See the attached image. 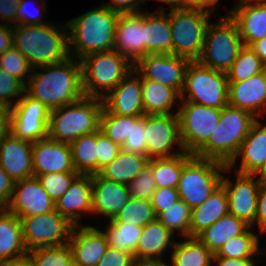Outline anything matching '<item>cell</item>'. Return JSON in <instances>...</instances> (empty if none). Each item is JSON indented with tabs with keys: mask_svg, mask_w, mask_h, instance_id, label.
I'll list each match as a JSON object with an SVG mask.
<instances>
[{
	"mask_svg": "<svg viewBox=\"0 0 266 266\" xmlns=\"http://www.w3.org/2000/svg\"><path fill=\"white\" fill-rule=\"evenodd\" d=\"M228 105L260 116L266 106V69L244 81L229 82Z\"/></svg>",
	"mask_w": 266,
	"mask_h": 266,
	"instance_id": "24",
	"label": "cell"
},
{
	"mask_svg": "<svg viewBox=\"0 0 266 266\" xmlns=\"http://www.w3.org/2000/svg\"><path fill=\"white\" fill-rule=\"evenodd\" d=\"M50 111L26 93L11 107V134L34 143L48 137Z\"/></svg>",
	"mask_w": 266,
	"mask_h": 266,
	"instance_id": "14",
	"label": "cell"
},
{
	"mask_svg": "<svg viewBox=\"0 0 266 266\" xmlns=\"http://www.w3.org/2000/svg\"><path fill=\"white\" fill-rule=\"evenodd\" d=\"M250 226L233 214H226L210 227L205 228L196 238L213 254L231 238L242 234Z\"/></svg>",
	"mask_w": 266,
	"mask_h": 266,
	"instance_id": "31",
	"label": "cell"
},
{
	"mask_svg": "<svg viewBox=\"0 0 266 266\" xmlns=\"http://www.w3.org/2000/svg\"><path fill=\"white\" fill-rule=\"evenodd\" d=\"M112 3L104 4L110 10L118 14L140 13L137 9L140 6V0H111Z\"/></svg>",
	"mask_w": 266,
	"mask_h": 266,
	"instance_id": "55",
	"label": "cell"
},
{
	"mask_svg": "<svg viewBox=\"0 0 266 266\" xmlns=\"http://www.w3.org/2000/svg\"><path fill=\"white\" fill-rule=\"evenodd\" d=\"M77 172H57L38 175L44 191L56 202L69 188L73 180L78 176Z\"/></svg>",
	"mask_w": 266,
	"mask_h": 266,
	"instance_id": "45",
	"label": "cell"
},
{
	"mask_svg": "<svg viewBox=\"0 0 266 266\" xmlns=\"http://www.w3.org/2000/svg\"><path fill=\"white\" fill-rule=\"evenodd\" d=\"M25 0H20L18 4V11H17V24L16 25H42L45 24L40 17L32 14L29 10H27Z\"/></svg>",
	"mask_w": 266,
	"mask_h": 266,
	"instance_id": "57",
	"label": "cell"
},
{
	"mask_svg": "<svg viewBox=\"0 0 266 266\" xmlns=\"http://www.w3.org/2000/svg\"><path fill=\"white\" fill-rule=\"evenodd\" d=\"M33 266H72V252L68 244L38 247L28 251Z\"/></svg>",
	"mask_w": 266,
	"mask_h": 266,
	"instance_id": "43",
	"label": "cell"
},
{
	"mask_svg": "<svg viewBox=\"0 0 266 266\" xmlns=\"http://www.w3.org/2000/svg\"><path fill=\"white\" fill-rule=\"evenodd\" d=\"M121 149L129 153L146 155L144 115L137 123H131L130 135L126 138Z\"/></svg>",
	"mask_w": 266,
	"mask_h": 266,
	"instance_id": "50",
	"label": "cell"
},
{
	"mask_svg": "<svg viewBox=\"0 0 266 266\" xmlns=\"http://www.w3.org/2000/svg\"><path fill=\"white\" fill-rule=\"evenodd\" d=\"M33 177L45 173L76 172L69 143L46 137L33 143Z\"/></svg>",
	"mask_w": 266,
	"mask_h": 266,
	"instance_id": "18",
	"label": "cell"
},
{
	"mask_svg": "<svg viewBox=\"0 0 266 266\" xmlns=\"http://www.w3.org/2000/svg\"><path fill=\"white\" fill-rule=\"evenodd\" d=\"M33 143L11 133L0 142V167L14 182L33 177Z\"/></svg>",
	"mask_w": 266,
	"mask_h": 266,
	"instance_id": "22",
	"label": "cell"
},
{
	"mask_svg": "<svg viewBox=\"0 0 266 266\" xmlns=\"http://www.w3.org/2000/svg\"><path fill=\"white\" fill-rule=\"evenodd\" d=\"M226 164L193 156L182 169L177 186L179 199L191 209L200 206L221 185Z\"/></svg>",
	"mask_w": 266,
	"mask_h": 266,
	"instance_id": "7",
	"label": "cell"
},
{
	"mask_svg": "<svg viewBox=\"0 0 266 266\" xmlns=\"http://www.w3.org/2000/svg\"><path fill=\"white\" fill-rule=\"evenodd\" d=\"M23 241L28 251L38 247L68 244L73 224L58 211L20 218Z\"/></svg>",
	"mask_w": 266,
	"mask_h": 266,
	"instance_id": "12",
	"label": "cell"
},
{
	"mask_svg": "<svg viewBox=\"0 0 266 266\" xmlns=\"http://www.w3.org/2000/svg\"><path fill=\"white\" fill-rule=\"evenodd\" d=\"M266 67V38L254 41L249 46Z\"/></svg>",
	"mask_w": 266,
	"mask_h": 266,
	"instance_id": "63",
	"label": "cell"
},
{
	"mask_svg": "<svg viewBox=\"0 0 266 266\" xmlns=\"http://www.w3.org/2000/svg\"><path fill=\"white\" fill-rule=\"evenodd\" d=\"M228 213V196L220 185L204 203L191 209L190 237H196Z\"/></svg>",
	"mask_w": 266,
	"mask_h": 266,
	"instance_id": "30",
	"label": "cell"
},
{
	"mask_svg": "<svg viewBox=\"0 0 266 266\" xmlns=\"http://www.w3.org/2000/svg\"><path fill=\"white\" fill-rule=\"evenodd\" d=\"M141 118L112 114L103 108L100 117V130L112 142L122 147L126 138L130 135L131 123H137Z\"/></svg>",
	"mask_w": 266,
	"mask_h": 266,
	"instance_id": "40",
	"label": "cell"
},
{
	"mask_svg": "<svg viewBox=\"0 0 266 266\" xmlns=\"http://www.w3.org/2000/svg\"><path fill=\"white\" fill-rule=\"evenodd\" d=\"M131 266H169L164 262L134 261Z\"/></svg>",
	"mask_w": 266,
	"mask_h": 266,
	"instance_id": "65",
	"label": "cell"
},
{
	"mask_svg": "<svg viewBox=\"0 0 266 266\" xmlns=\"http://www.w3.org/2000/svg\"><path fill=\"white\" fill-rule=\"evenodd\" d=\"M97 174L107 164H109L118 153L122 150L121 147L112 142L101 130L97 131Z\"/></svg>",
	"mask_w": 266,
	"mask_h": 266,
	"instance_id": "49",
	"label": "cell"
},
{
	"mask_svg": "<svg viewBox=\"0 0 266 266\" xmlns=\"http://www.w3.org/2000/svg\"><path fill=\"white\" fill-rule=\"evenodd\" d=\"M179 200L180 199L177 188H157L151 198V204L153 206L155 216L157 217L161 212L167 210Z\"/></svg>",
	"mask_w": 266,
	"mask_h": 266,
	"instance_id": "51",
	"label": "cell"
},
{
	"mask_svg": "<svg viewBox=\"0 0 266 266\" xmlns=\"http://www.w3.org/2000/svg\"><path fill=\"white\" fill-rule=\"evenodd\" d=\"M250 112L227 105L221 109L219 122L209 140L194 154L228 165L257 120Z\"/></svg>",
	"mask_w": 266,
	"mask_h": 266,
	"instance_id": "4",
	"label": "cell"
},
{
	"mask_svg": "<svg viewBox=\"0 0 266 266\" xmlns=\"http://www.w3.org/2000/svg\"><path fill=\"white\" fill-rule=\"evenodd\" d=\"M128 188L131 197L151 201L157 187L149 164L128 184Z\"/></svg>",
	"mask_w": 266,
	"mask_h": 266,
	"instance_id": "47",
	"label": "cell"
},
{
	"mask_svg": "<svg viewBox=\"0 0 266 266\" xmlns=\"http://www.w3.org/2000/svg\"><path fill=\"white\" fill-rule=\"evenodd\" d=\"M252 1H256V0H240L239 3L236 4V8H237V7H240V6H242V5H245V4H247V3H250V2H252Z\"/></svg>",
	"mask_w": 266,
	"mask_h": 266,
	"instance_id": "67",
	"label": "cell"
},
{
	"mask_svg": "<svg viewBox=\"0 0 266 266\" xmlns=\"http://www.w3.org/2000/svg\"><path fill=\"white\" fill-rule=\"evenodd\" d=\"M176 113L183 149L194 155L217 127L221 109L184 101Z\"/></svg>",
	"mask_w": 266,
	"mask_h": 266,
	"instance_id": "11",
	"label": "cell"
},
{
	"mask_svg": "<svg viewBox=\"0 0 266 266\" xmlns=\"http://www.w3.org/2000/svg\"><path fill=\"white\" fill-rule=\"evenodd\" d=\"M172 235L157 218L146 224L135 250V261L163 262L161 260L163 251L167 246L175 244L170 241Z\"/></svg>",
	"mask_w": 266,
	"mask_h": 266,
	"instance_id": "29",
	"label": "cell"
},
{
	"mask_svg": "<svg viewBox=\"0 0 266 266\" xmlns=\"http://www.w3.org/2000/svg\"><path fill=\"white\" fill-rule=\"evenodd\" d=\"M103 100L86 97L50 111L48 137L71 143L78 137L100 130Z\"/></svg>",
	"mask_w": 266,
	"mask_h": 266,
	"instance_id": "5",
	"label": "cell"
},
{
	"mask_svg": "<svg viewBox=\"0 0 266 266\" xmlns=\"http://www.w3.org/2000/svg\"><path fill=\"white\" fill-rule=\"evenodd\" d=\"M134 261L130 254L113 247H108L105 255L96 266H131Z\"/></svg>",
	"mask_w": 266,
	"mask_h": 266,
	"instance_id": "52",
	"label": "cell"
},
{
	"mask_svg": "<svg viewBox=\"0 0 266 266\" xmlns=\"http://www.w3.org/2000/svg\"><path fill=\"white\" fill-rule=\"evenodd\" d=\"M191 153L183 152L169 158H153L148 160L151 166L156 187L177 188L183 166L193 157Z\"/></svg>",
	"mask_w": 266,
	"mask_h": 266,
	"instance_id": "35",
	"label": "cell"
},
{
	"mask_svg": "<svg viewBox=\"0 0 266 266\" xmlns=\"http://www.w3.org/2000/svg\"><path fill=\"white\" fill-rule=\"evenodd\" d=\"M156 219L151 201L131 197L110 222H123L144 227Z\"/></svg>",
	"mask_w": 266,
	"mask_h": 266,
	"instance_id": "42",
	"label": "cell"
},
{
	"mask_svg": "<svg viewBox=\"0 0 266 266\" xmlns=\"http://www.w3.org/2000/svg\"><path fill=\"white\" fill-rule=\"evenodd\" d=\"M158 1L163 3H168L171 9L170 11L187 8L185 0H158Z\"/></svg>",
	"mask_w": 266,
	"mask_h": 266,
	"instance_id": "64",
	"label": "cell"
},
{
	"mask_svg": "<svg viewBox=\"0 0 266 266\" xmlns=\"http://www.w3.org/2000/svg\"><path fill=\"white\" fill-rule=\"evenodd\" d=\"M7 210L19 218L41 215L55 210V202L44 191L36 177L14 183L12 197Z\"/></svg>",
	"mask_w": 266,
	"mask_h": 266,
	"instance_id": "17",
	"label": "cell"
},
{
	"mask_svg": "<svg viewBox=\"0 0 266 266\" xmlns=\"http://www.w3.org/2000/svg\"><path fill=\"white\" fill-rule=\"evenodd\" d=\"M244 46L236 22L228 14L206 28L203 49L197 60L211 69L227 72Z\"/></svg>",
	"mask_w": 266,
	"mask_h": 266,
	"instance_id": "8",
	"label": "cell"
},
{
	"mask_svg": "<svg viewBox=\"0 0 266 266\" xmlns=\"http://www.w3.org/2000/svg\"><path fill=\"white\" fill-rule=\"evenodd\" d=\"M11 133V108L0 105V142Z\"/></svg>",
	"mask_w": 266,
	"mask_h": 266,
	"instance_id": "58",
	"label": "cell"
},
{
	"mask_svg": "<svg viewBox=\"0 0 266 266\" xmlns=\"http://www.w3.org/2000/svg\"><path fill=\"white\" fill-rule=\"evenodd\" d=\"M66 30L59 31L54 24L49 23L12 25L13 46L32 68L59 63L72 55Z\"/></svg>",
	"mask_w": 266,
	"mask_h": 266,
	"instance_id": "2",
	"label": "cell"
},
{
	"mask_svg": "<svg viewBox=\"0 0 266 266\" xmlns=\"http://www.w3.org/2000/svg\"><path fill=\"white\" fill-rule=\"evenodd\" d=\"M13 179L0 167V211L7 210L14 188Z\"/></svg>",
	"mask_w": 266,
	"mask_h": 266,
	"instance_id": "53",
	"label": "cell"
},
{
	"mask_svg": "<svg viewBox=\"0 0 266 266\" xmlns=\"http://www.w3.org/2000/svg\"><path fill=\"white\" fill-rule=\"evenodd\" d=\"M241 154L240 169L235 170L240 174L254 175L266 160V125H261L257 119L251 126L249 133L242 142L236 157L227 165L230 170Z\"/></svg>",
	"mask_w": 266,
	"mask_h": 266,
	"instance_id": "27",
	"label": "cell"
},
{
	"mask_svg": "<svg viewBox=\"0 0 266 266\" xmlns=\"http://www.w3.org/2000/svg\"><path fill=\"white\" fill-rule=\"evenodd\" d=\"M143 227L128 225L123 222H110L104 235L108 247H113L130 254L135 260V250L137 249Z\"/></svg>",
	"mask_w": 266,
	"mask_h": 266,
	"instance_id": "38",
	"label": "cell"
},
{
	"mask_svg": "<svg viewBox=\"0 0 266 266\" xmlns=\"http://www.w3.org/2000/svg\"><path fill=\"white\" fill-rule=\"evenodd\" d=\"M68 245L76 266H96L108 248L103 231L89 225L73 226Z\"/></svg>",
	"mask_w": 266,
	"mask_h": 266,
	"instance_id": "20",
	"label": "cell"
},
{
	"mask_svg": "<svg viewBox=\"0 0 266 266\" xmlns=\"http://www.w3.org/2000/svg\"><path fill=\"white\" fill-rule=\"evenodd\" d=\"M218 266H255L252 259H234L227 257H213Z\"/></svg>",
	"mask_w": 266,
	"mask_h": 266,
	"instance_id": "60",
	"label": "cell"
},
{
	"mask_svg": "<svg viewBox=\"0 0 266 266\" xmlns=\"http://www.w3.org/2000/svg\"><path fill=\"white\" fill-rule=\"evenodd\" d=\"M163 10V11H162ZM164 9L144 14V56L147 54H172V31L169 16Z\"/></svg>",
	"mask_w": 266,
	"mask_h": 266,
	"instance_id": "28",
	"label": "cell"
},
{
	"mask_svg": "<svg viewBox=\"0 0 266 266\" xmlns=\"http://www.w3.org/2000/svg\"><path fill=\"white\" fill-rule=\"evenodd\" d=\"M134 72L133 69L103 97L104 108L109 113L136 117L144 115L141 76L138 74L134 77Z\"/></svg>",
	"mask_w": 266,
	"mask_h": 266,
	"instance_id": "19",
	"label": "cell"
},
{
	"mask_svg": "<svg viewBox=\"0 0 266 266\" xmlns=\"http://www.w3.org/2000/svg\"><path fill=\"white\" fill-rule=\"evenodd\" d=\"M148 160L146 155L121 150L98 174L104 179L128 185L148 164Z\"/></svg>",
	"mask_w": 266,
	"mask_h": 266,
	"instance_id": "33",
	"label": "cell"
},
{
	"mask_svg": "<svg viewBox=\"0 0 266 266\" xmlns=\"http://www.w3.org/2000/svg\"><path fill=\"white\" fill-rule=\"evenodd\" d=\"M255 223L262 233L266 232V183L262 182L258 192Z\"/></svg>",
	"mask_w": 266,
	"mask_h": 266,
	"instance_id": "54",
	"label": "cell"
},
{
	"mask_svg": "<svg viewBox=\"0 0 266 266\" xmlns=\"http://www.w3.org/2000/svg\"><path fill=\"white\" fill-rule=\"evenodd\" d=\"M218 0H185L187 8L201 9L212 13Z\"/></svg>",
	"mask_w": 266,
	"mask_h": 266,
	"instance_id": "61",
	"label": "cell"
},
{
	"mask_svg": "<svg viewBox=\"0 0 266 266\" xmlns=\"http://www.w3.org/2000/svg\"><path fill=\"white\" fill-rule=\"evenodd\" d=\"M73 55L59 63L32 69H43L44 73L30 74L25 93L40 101L49 111L82 99V66L73 61Z\"/></svg>",
	"mask_w": 266,
	"mask_h": 266,
	"instance_id": "1",
	"label": "cell"
},
{
	"mask_svg": "<svg viewBox=\"0 0 266 266\" xmlns=\"http://www.w3.org/2000/svg\"><path fill=\"white\" fill-rule=\"evenodd\" d=\"M265 69V65L254 51L244 45L226 74L229 82H238L259 74Z\"/></svg>",
	"mask_w": 266,
	"mask_h": 266,
	"instance_id": "39",
	"label": "cell"
},
{
	"mask_svg": "<svg viewBox=\"0 0 266 266\" xmlns=\"http://www.w3.org/2000/svg\"><path fill=\"white\" fill-rule=\"evenodd\" d=\"M13 46L12 25L0 24V55Z\"/></svg>",
	"mask_w": 266,
	"mask_h": 266,
	"instance_id": "59",
	"label": "cell"
},
{
	"mask_svg": "<svg viewBox=\"0 0 266 266\" xmlns=\"http://www.w3.org/2000/svg\"><path fill=\"white\" fill-rule=\"evenodd\" d=\"M229 15L236 22L245 46L266 38V0L252 1L234 8Z\"/></svg>",
	"mask_w": 266,
	"mask_h": 266,
	"instance_id": "26",
	"label": "cell"
},
{
	"mask_svg": "<svg viewBox=\"0 0 266 266\" xmlns=\"http://www.w3.org/2000/svg\"><path fill=\"white\" fill-rule=\"evenodd\" d=\"M254 175L237 173L236 183L222 176L221 185L228 196L229 213L243 220L250 227L255 222L257 199L261 181Z\"/></svg>",
	"mask_w": 266,
	"mask_h": 266,
	"instance_id": "16",
	"label": "cell"
},
{
	"mask_svg": "<svg viewBox=\"0 0 266 266\" xmlns=\"http://www.w3.org/2000/svg\"><path fill=\"white\" fill-rule=\"evenodd\" d=\"M21 93H25V85L0 68V105L11 108L13 104L10 98L20 96Z\"/></svg>",
	"mask_w": 266,
	"mask_h": 266,
	"instance_id": "48",
	"label": "cell"
},
{
	"mask_svg": "<svg viewBox=\"0 0 266 266\" xmlns=\"http://www.w3.org/2000/svg\"><path fill=\"white\" fill-rule=\"evenodd\" d=\"M259 238L250 230L231 238L221 249L214 254V257H227L234 259H252L259 251Z\"/></svg>",
	"mask_w": 266,
	"mask_h": 266,
	"instance_id": "41",
	"label": "cell"
},
{
	"mask_svg": "<svg viewBox=\"0 0 266 266\" xmlns=\"http://www.w3.org/2000/svg\"><path fill=\"white\" fill-rule=\"evenodd\" d=\"M19 2L20 0H0V18L2 17L1 19L6 20L7 25H16ZM8 22L12 24H8Z\"/></svg>",
	"mask_w": 266,
	"mask_h": 266,
	"instance_id": "56",
	"label": "cell"
},
{
	"mask_svg": "<svg viewBox=\"0 0 266 266\" xmlns=\"http://www.w3.org/2000/svg\"><path fill=\"white\" fill-rule=\"evenodd\" d=\"M257 175H260L258 178L261 182L266 183V160L264 161L262 167L254 174L256 177Z\"/></svg>",
	"mask_w": 266,
	"mask_h": 266,
	"instance_id": "66",
	"label": "cell"
},
{
	"mask_svg": "<svg viewBox=\"0 0 266 266\" xmlns=\"http://www.w3.org/2000/svg\"><path fill=\"white\" fill-rule=\"evenodd\" d=\"M0 266H33L29 254L18 258L0 260Z\"/></svg>",
	"mask_w": 266,
	"mask_h": 266,
	"instance_id": "62",
	"label": "cell"
},
{
	"mask_svg": "<svg viewBox=\"0 0 266 266\" xmlns=\"http://www.w3.org/2000/svg\"><path fill=\"white\" fill-rule=\"evenodd\" d=\"M67 22L69 45L79 60L84 56L114 49L115 26L119 14L105 5Z\"/></svg>",
	"mask_w": 266,
	"mask_h": 266,
	"instance_id": "3",
	"label": "cell"
},
{
	"mask_svg": "<svg viewBox=\"0 0 266 266\" xmlns=\"http://www.w3.org/2000/svg\"><path fill=\"white\" fill-rule=\"evenodd\" d=\"M144 114H170L176 98L181 95L174 89L141 77Z\"/></svg>",
	"mask_w": 266,
	"mask_h": 266,
	"instance_id": "34",
	"label": "cell"
},
{
	"mask_svg": "<svg viewBox=\"0 0 266 266\" xmlns=\"http://www.w3.org/2000/svg\"><path fill=\"white\" fill-rule=\"evenodd\" d=\"M228 91L229 81L225 72L203 66L198 61H190L181 93L183 101L222 109L228 105Z\"/></svg>",
	"mask_w": 266,
	"mask_h": 266,
	"instance_id": "9",
	"label": "cell"
},
{
	"mask_svg": "<svg viewBox=\"0 0 266 266\" xmlns=\"http://www.w3.org/2000/svg\"><path fill=\"white\" fill-rule=\"evenodd\" d=\"M27 253L20 218L8 210H1L0 260L18 258Z\"/></svg>",
	"mask_w": 266,
	"mask_h": 266,
	"instance_id": "32",
	"label": "cell"
},
{
	"mask_svg": "<svg viewBox=\"0 0 266 266\" xmlns=\"http://www.w3.org/2000/svg\"><path fill=\"white\" fill-rule=\"evenodd\" d=\"M55 210L74 226L79 225L80 212L92 213L91 175L79 174L55 202Z\"/></svg>",
	"mask_w": 266,
	"mask_h": 266,
	"instance_id": "25",
	"label": "cell"
},
{
	"mask_svg": "<svg viewBox=\"0 0 266 266\" xmlns=\"http://www.w3.org/2000/svg\"><path fill=\"white\" fill-rule=\"evenodd\" d=\"M144 135L148 159L169 158L185 152L181 143L177 113L144 114ZM176 143L182 151L172 153Z\"/></svg>",
	"mask_w": 266,
	"mask_h": 266,
	"instance_id": "13",
	"label": "cell"
},
{
	"mask_svg": "<svg viewBox=\"0 0 266 266\" xmlns=\"http://www.w3.org/2000/svg\"><path fill=\"white\" fill-rule=\"evenodd\" d=\"M210 15V12L195 8L169 11L173 55L190 61L200 58Z\"/></svg>",
	"mask_w": 266,
	"mask_h": 266,
	"instance_id": "10",
	"label": "cell"
},
{
	"mask_svg": "<svg viewBox=\"0 0 266 266\" xmlns=\"http://www.w3.org/2000/svg\"><path fill=\"white\" fill-rule=\"evenodd\" d=\"M80 62L84 95L101 99L134 69V65L114 49L88 54Z\"/></svg>",
	"mask_w": 266,
	"mask_h": 266,
	"instance_id": "6",
	"label": "cell"
},
{
	"mask_svg": "<svg viewBox=\"0 0 266 266\" xmlns=\"http://www.w3.org/2000/svg\"><path fill=\"white\" fill-rule=\"evenodd\" d=\"M97 131L70 143L75 171L82 175L97 174Z\"/></svg>",
	"mask_w": 266,
	"mask_h": 266,
	"instance_id": "36",
	"label": "cell"
},
{
	"mask_svg": "<svg viewBox=\"0 0 266 266\" xmlns=\"http://www.w3.org/2000/svg\"><path fill=\"white\" fill-rule=\"evenodd\" d=\"M214 254L196 237L174 244L172 266H211ZM171 266V265H170Z\"/></svg>",
	"mask_w": 266,
	"mask_h": 266,
	"instance_id": "37",
	"label": "cell"
},
{
	"mask_svg": "<svg viewBox=\"0 0 266 266\" xmlns=\"http://www.w3.org/2000/svg\"><path fill=\"white\" fill-rule=\"evenodd\" d=\"M190 60L173 54H147L134 64L136 75L174 88L180 95Z\"/></svg>",
	"mask_w": 266,
	"mask_h": 266,
	"instance_id": "15",
	"label": "cell"
},
{
	"mask_svg": "<svg viewBox=\"0 0 266 266\" xmlns=\"http://www.w3.org/2000/svg\"><path fill=\"white\" fill-rule=\"evenodd\" d=\"M92 213H100L114 219L131 199L128 185L104 179L99 174L91 175Z\"/></svg>",
	"mask_w": 266,
	"mask_h": 266,
	"instance_id": "23",
	"label": "cell"
},
{
	"mask_svg": "<svg viewBox=\"0 0 266 266\" xmlns=\"http://www.w3.org/2000/svg\"><path fill=\"white\" fill-rule=\"evenodd\" d=\"M0 68L6 73L18 78L25 86L26 74L32 71V66L29 64L27 59L14 47L9 48L5 53L0 55Z\"/></svg>",
	"mask_w": 266,
	"mask_h": 266,
	"instance_id": "46",
	"label": "cell"
},
{
	"mask_svg": "<svg viewBox=\"0 0 266 266\" xmlns=\"http://www.w3.org/2000/svg\"><path fill=\"white\" fill-rule=\"evenodd\" d=\"M144 14H119L115 26L114 50L133 65L144 56Z\"/></svg>",
	"mask_w": 266,
	"mask_h": 266,
	"instance_id": "21",
	"label": "cell"
},
{
	"mask_svg": "<svg viewBox=\"0 0 266 266\" xmlns=\"http://www.w3.org/2000/svg\"><path fill=\"white\" fill-rule=\"evenodd\" d=\"M172 234L176 230L184 237H190L191 208L182 200L164 210L156 217Z\"/></svg>",
	"mask_w": 266,
	"mask_h": 266,
	"instance_id": "44",
	"label": "cell"
}]
</instances>
